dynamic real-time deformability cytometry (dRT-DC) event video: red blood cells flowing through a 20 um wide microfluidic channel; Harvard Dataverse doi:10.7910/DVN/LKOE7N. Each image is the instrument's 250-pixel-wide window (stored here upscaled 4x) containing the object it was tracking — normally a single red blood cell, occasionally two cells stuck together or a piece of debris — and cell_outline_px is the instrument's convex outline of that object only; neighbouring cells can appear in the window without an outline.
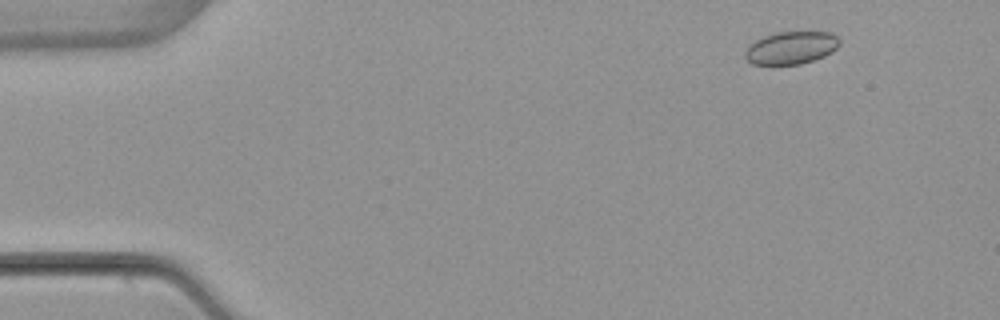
{"species": "common noctule bat (a hibernating species)", "species_latin": "Nyctalus noctula", "temperature_condition": "warm", "stored_images_in_passage": 5, "camera_frame_rate_fps": 3000, "um_per_image_px": 0.085, "animal": {"sex": "female", "body_mass_g": 22.7, "forearm_length_mm": 54.2}, "frame": {"image": 1, "passage_image": 1, "time_ms": 0.0, "image_size_px": [1000, 320], "cell_outline_px": [[840, 44], [832, 52], [824, 56], [800, 64], [752, 64], [744, 56], [744, 52], [748, 44], [764, 36], [776, 32], [832, 32], [840, 40]], "centroid_in_image_um": [67.23, 4.05], "position_along_channel_um": 17.8, "area_um2": 17.98}}
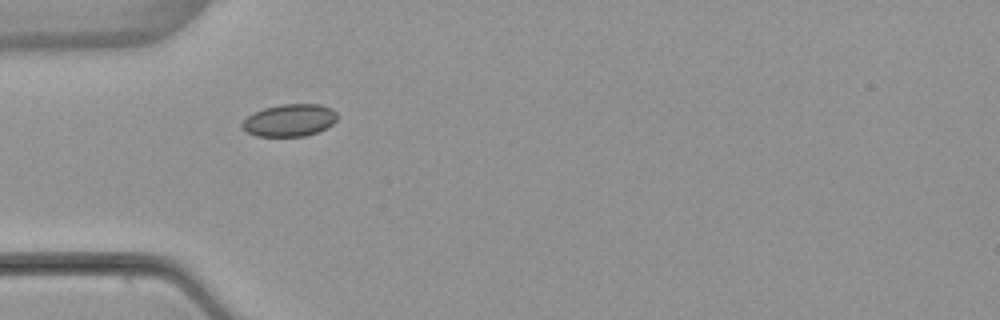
{"frame": {"image": 2, "passage_image": 4, "time_ms": 3.667, "image_size_px": [1000, 320], "cell_outline_px": [[336, 120], [332, 124], [316, 132], [304, 136], [256, 136], [240, 128], [240, 124], [252, 112], [264, 108], [280, 104], [320, 104], [332, 108], [336, 112]], "centroid_in_image_um": [24.57, 10.21], "position_along_channel_um": 60.4, "area_um2": 17.92}}
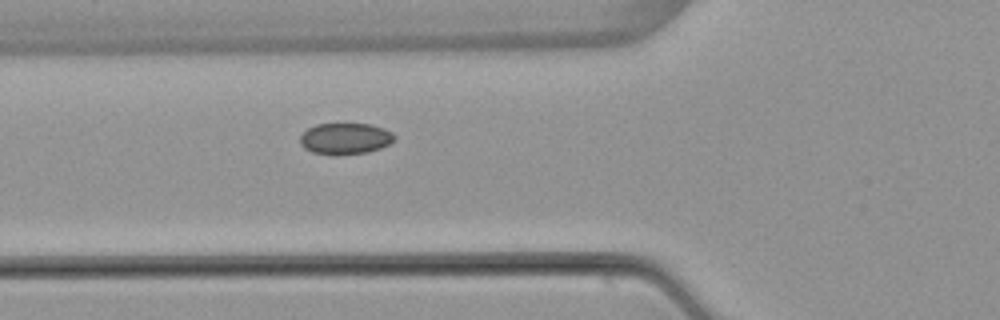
{"frame": {"image": 3, "passage_image": 5, "time_ms": 4.667, "image_size_px": [1000, 320], "cell_outline_px": [[396, 140], [380, 148], [368, 152], [332, 156], [312, 152], [304, 148], [300, 144], [300, 136], [308, 128], [316, 124], [372, 124], [384, 128], [392, 132], [396, 136]], "centroid_in_image_um": [29.35, 11.79], "position_along_channel_um": 96.4, "area_um2": 17.46}}